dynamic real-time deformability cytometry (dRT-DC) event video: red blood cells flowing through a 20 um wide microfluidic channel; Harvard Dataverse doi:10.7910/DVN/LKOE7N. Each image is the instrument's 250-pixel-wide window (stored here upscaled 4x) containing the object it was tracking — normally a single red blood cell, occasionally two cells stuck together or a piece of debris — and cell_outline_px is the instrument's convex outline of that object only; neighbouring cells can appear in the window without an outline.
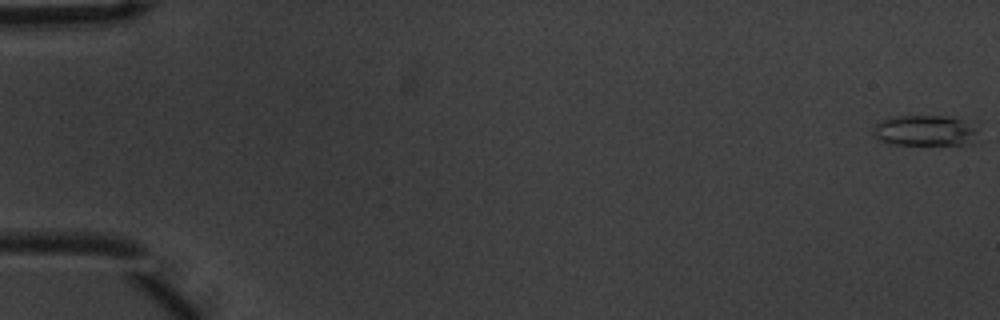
{"species": "common noctule bat (a hibernating species)", "species_latin": "Nyctalus noctula", "temperature_condition": "warm", "stored_images_in_passage": 10, "camera_frame_rate_fps": 3000, "um_per_image_px": 0.085, "animal": {"sex": "male", "body_mass_g": 20.1, "forearm_length_mm": 53.5}, "frame": {"image": 1, "passage_image": 1, "time_ms": 0.0, "image_size_px": [1000, 320], "cell_outline_px": [[976, 140], [972, 144], [888, 144], [872, 136], [872, 128], [876, 124], [892, 116], [948, 116], [964, 120], [976, 132]], "centroid_in_image_um": [78.56, 11.1], "position_along_channel_um": 6.4, "area_um2": 18.67}}
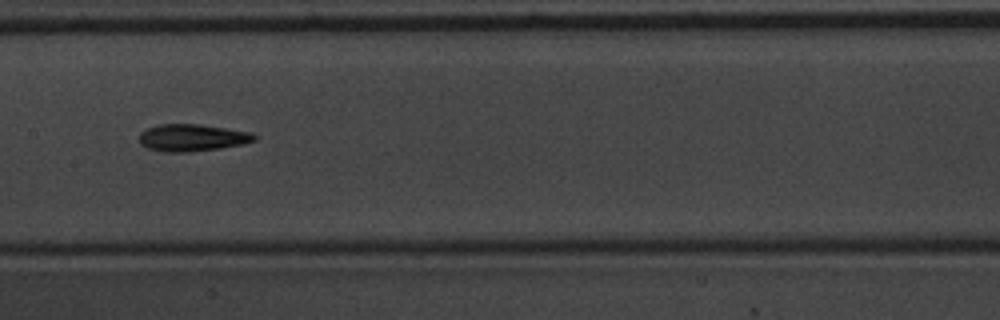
{"frame": {"image": 2, "passage_image": 9, "time_ms": 2.667, "image_size_px": [1000, 320], "cell_outline_px": [[256, 140], [244, 144], [220, 148], [188, 152], [164, 152], [148, 148], [140, 144], [140, 132], [148, 128], [160, 124], [196, 124], [252, 132], [256, 136]], "centroid_in_image_um": [16.34, 11.71], "position_along_channel_um": 191.1, "area_um2": 18.09}}
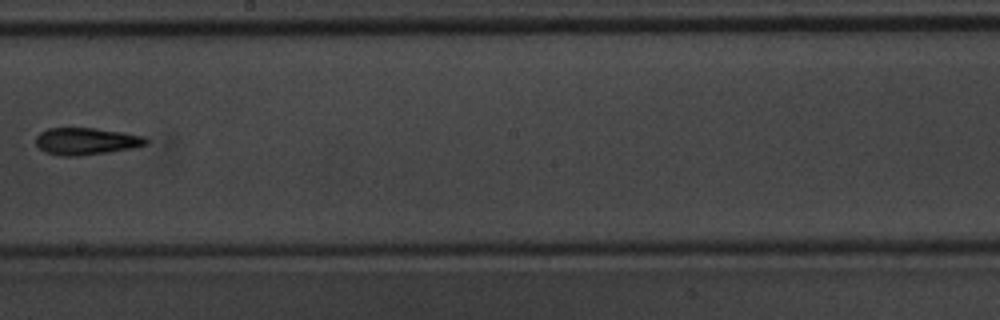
{"frame": {"image": 3, "passage_image": 10, "time_ms": 3.0, "image_size_px": [1000, 320], "cell_outline_px": [[148, 144], [132, 148], [108, 152], [80, 156], [60, 156], [44, 152], [36, 144], [36, 136], [40, 132], [48, 128], [96, 128], [124, 132], [144, 136], [148, 140]], "centroid_in_image_um": [7.32, 12.0], "position_along_channel_um": 240.9, "area_um2": 17.51}}